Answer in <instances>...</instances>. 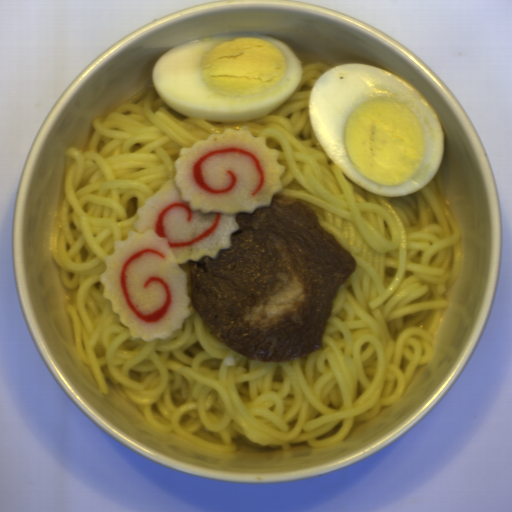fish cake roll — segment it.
I'll return each instance as SVG.
<instances>
[{"label":"fish cake roll","mask_w":512,"mask_h":512,"mask_svg":"<svg viewBox=\"0 0 512 512\" xmlns=\"http://www.w3.org/2000/svg\"><path fill=\"white\" fill-rule=\"evenodd\" d=\"M266 136L225 129L179 149L175 175L137 210L125 240L113 243L99 281L132 339H168L191 315L180 266L231 249L240 213L271 207L286 166Z\"/></svg>","instance_id":"obj_1"}]
</instances>
